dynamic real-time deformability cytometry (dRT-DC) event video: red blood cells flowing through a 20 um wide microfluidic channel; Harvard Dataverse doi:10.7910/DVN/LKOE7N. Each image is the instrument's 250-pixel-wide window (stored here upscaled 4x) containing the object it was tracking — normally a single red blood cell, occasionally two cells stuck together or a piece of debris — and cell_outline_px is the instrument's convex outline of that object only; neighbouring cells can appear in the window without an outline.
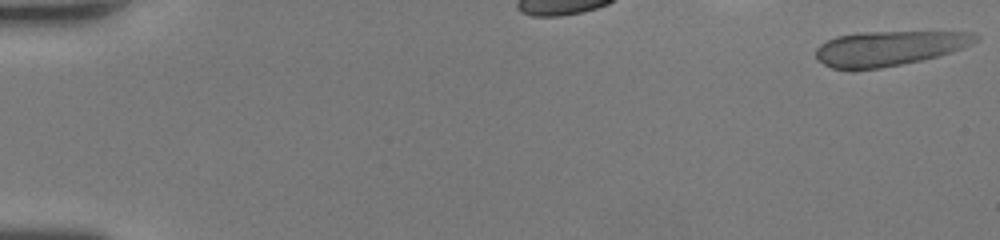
{"species": "human", "species_latin": "Homo sapiens", "temperature_condition": "room temperature", "stored_images_in_passage": 32, "segment_of_instrument_passage": [1, 2], "camera_frame_rate_fps": 3000, "um_per_image_px": 0.085, "donor": {"sex": "female"}, "frame": {"image": 1, "passage_image": 1, "time_ms": 0.0, "image_size_px": [1000, 240], "cell_outline_px": [[980, 40], [972, 44], [952, 52], [940, 56], [880, 68], [856, 72], [852, 72], [832, 68], [816, 60], [816, 48], [820, 44], [836, 36], [856, 32], [972, 32], [980, 36]], "centroid_in_image_um": [75.53, 4.12], "position_along_channel_um": 9.5, "area_um2": 33.0}}
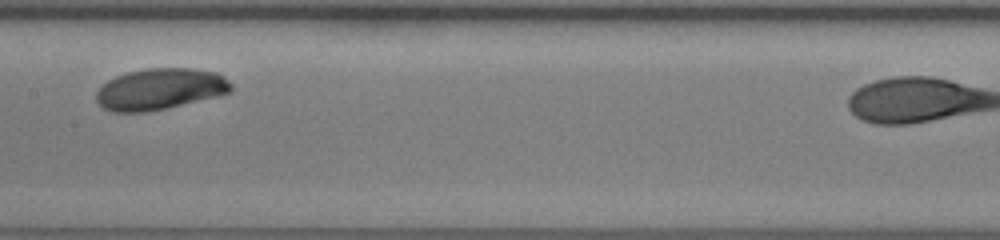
{"frame": {"image": 2, "passage_image": 17, "time_ms": 5.333, "image_size_px": [1000, 240], "cell_outline_px": [[232, 92], [168, 108], [148, 112], [112, 112], [104, 108], [96, 100], [96, 92], [108, 80], [116, 76], [128, 72], [144, 68], [196, 68], [216, 72], [228, 80], [232, 84]], "centroid_in_image_um": [13.61, 7.57], "position_along_channel_um": 193.8, "area_um2": 32.54}}
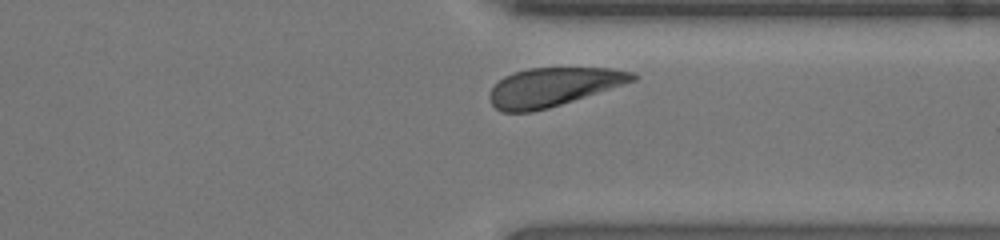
{"frame": {"image": 3, "passage_image": 29, "time_ms": 9.333, "image_size_px": [1000, 240], "cell_outline_px": [[640, 76], [636, 80], [548, 108], [532, 112], [500, 112], [492, 104], [488, 96], [492, 88], [504, 76], [528, 68], [612, 68], [636, 72]], "centroid_in_image_um": [47.03, 7.39], "position_along_channel_um": 364.4, "area_um2": 31.96}}